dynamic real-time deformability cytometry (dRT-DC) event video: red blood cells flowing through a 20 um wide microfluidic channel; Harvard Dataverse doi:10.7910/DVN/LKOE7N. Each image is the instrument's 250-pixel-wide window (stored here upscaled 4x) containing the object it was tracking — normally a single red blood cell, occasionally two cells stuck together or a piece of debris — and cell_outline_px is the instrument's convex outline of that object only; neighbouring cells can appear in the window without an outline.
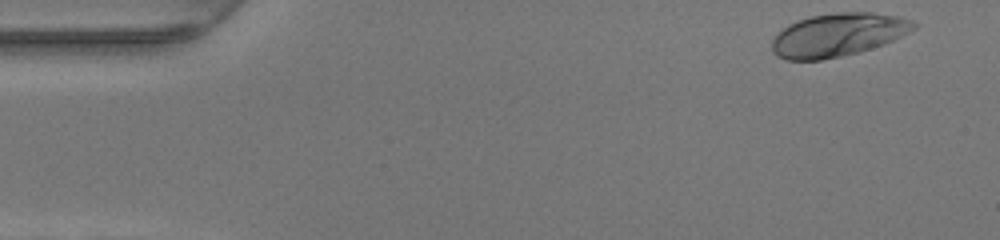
{"species": "human", "species_latin": "Homo sapiens", "temperature_condition": "warm", "stored_images_in_passage": 47, "camera_frame_rate_fps": 3000, "um_per_image_px": 0.085, "donor": {"sex": "female"}, "frame": {"image": 1, "passage_image": 1, "time_ms": 0.0, "image_size_px": [1000, 240], "cell_outline_px": [[916, 28], [884, 44], [856, 52], [840, 56], [820, 60], [784, 60], [776, 56], [772, 52], [772, 40], [788, 24], [796, 20], [812, 16], [840, 12], [872, 12], [896, 16], [912, 20], [916, 24]], "centroid_in_image_um": [71.19, 2.96], "position_along_channel_um": 13.8, "area_um2": 35.37}}
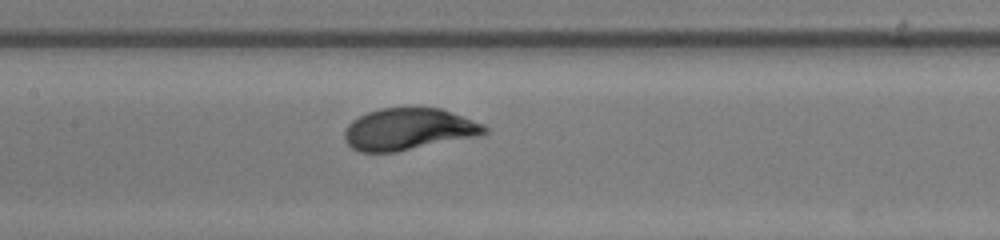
{"frame": {"image": 2, "passage_image": 21, "time_ms": 6.667, "image_size_px": [1000, 240], "cell_outline_px": [[488, 132], [480, 136], [396, 152], [360, 152], [352, 148], [344, 140], [344, 128], [352, 120], [368, 112], [380, 108], [440, 108], [484, 124], [488, 128]], "centroid_in_image_um": [34.73, 10.99], "position_along_channel_um": 172.7, "area_um2": 34.22}}
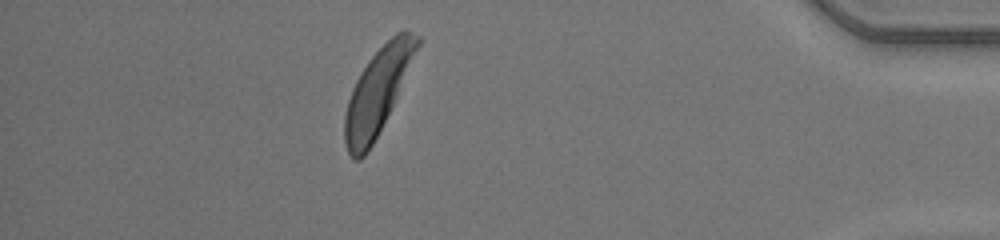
{"frame": {"image": 3, "passage_image": 41, "time_ms": 13.333, "image_size_px": [1000, 240], "cell_outline_px": [[420, 44], [392, 104], [372, 144], [364, 156], [360, 160], [352, 160], [344, 144], [344, 116], [348, 100], [352, 88], [360, 72], [368, 60], [396, 32], [404, 28], [420, 36]], "centroid_in_image_um": [32.06, 7.76], "position_along_channel_um": 403.1, "area_um2": 35.14}, "authors_computed_cell_mechanics": {"area_um2": 34.5644, "velocity_mm_per_s": 4.1975, "shape_relaxation_time_tau1_ms": 2.8645, "shape_relaxation_time_tau2_ms": null, "deformation_change_tau1": 0.2005, "deformation_change_tau2": null}}